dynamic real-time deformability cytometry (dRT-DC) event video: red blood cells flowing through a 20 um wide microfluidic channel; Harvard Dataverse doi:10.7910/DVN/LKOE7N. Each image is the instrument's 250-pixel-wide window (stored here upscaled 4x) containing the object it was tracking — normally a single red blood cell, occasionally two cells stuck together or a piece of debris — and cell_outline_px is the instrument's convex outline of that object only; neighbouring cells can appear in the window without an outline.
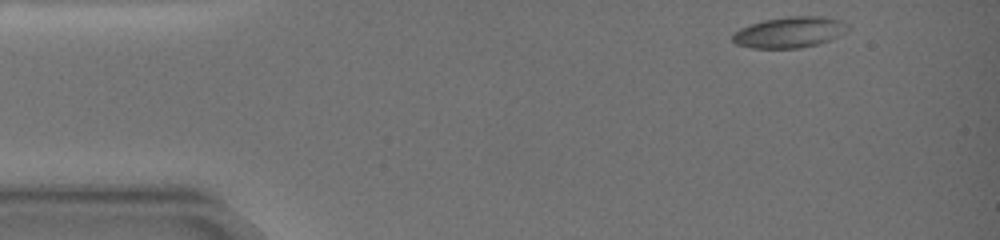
{"species": "common noctule bat (a hibernating species)", "species_latin": "Nyctalus noctula", "temperature_condition": "warm", "stored_images_in_passage": 28, "camera_frame_rate_fps": 3000, "um_per_image_px": 0.085, "animal": {"sex": "female", "body_mass_g": 19.0, "forearm_length_mm": 51.5}, "frame": {"image": 1, "passage_image": 1, "time_ms": 0.0, "image_size_px": [1000, 240], "cell_outline_px": [[848, 32], [840, 36], [820, 44], [800, 48], [752, 48], [736, 44], [732, 40], [732, 32], [740, 28], [764, 20], [788, 16], [824, 16], [840, 20], [848, 24]], "centroid_in_image_um": [67.14, 2.74], "position_along_channel_um": 17.9, "area_um2": 21.04}}
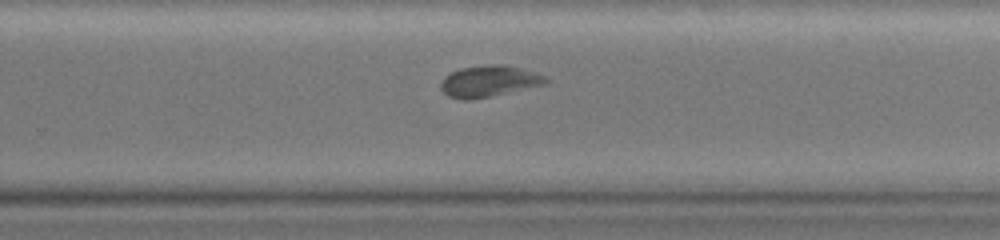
{"frame": {"image": 2, "passage_image": 21, "time_ms": 10.667, "image_size_px": [1000, 240], "cell_outline_px": [[548, 80], [544, 84], [488, 96], [468, 100], [464, 100], [448, 96], [440, 88], [440, 84], [444, 76], [460, 68], [492, 64], [504, 64], [536, 72], [544, 76]], "centroid_in_image_um": [41.52, 6.88], "position_along_channel_um": 288.3, "area_um2": 18.79}}
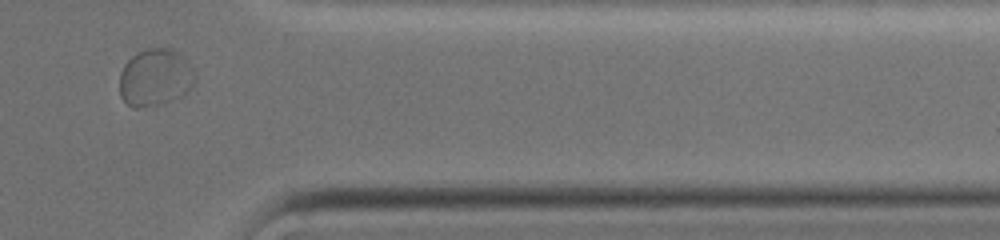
{"frame": {"image": 3, "passage_image": 26, "time_ms": 14.0, "image_size_px": [1000, 240], "cell_outline_px": [[196, 80], [192, 88], [180, 96], [172, 100], [160, 104], [140, 108], [132, 108], [120, 96], [120, 72], [124, 64], [136, 52], [144, 48], [168, 48], [176, 52], [192, 64], [196, 76]], "centroid_in_image_um": [13.2, 6.58], "position_along_channel_um": 398.2, "area_um2": 25.49}, "authors_computed_cell_mechanics": {"area_um2": 19.1607, "velocity_mm_per_s": 3.4024, "shape_relaxation_time_tau1_ms": null, "shape_relaxation_time_tau2_ms": 1.9381, "deformation_change_tau1": null, "deformation_change_tau2": 0.0583}}